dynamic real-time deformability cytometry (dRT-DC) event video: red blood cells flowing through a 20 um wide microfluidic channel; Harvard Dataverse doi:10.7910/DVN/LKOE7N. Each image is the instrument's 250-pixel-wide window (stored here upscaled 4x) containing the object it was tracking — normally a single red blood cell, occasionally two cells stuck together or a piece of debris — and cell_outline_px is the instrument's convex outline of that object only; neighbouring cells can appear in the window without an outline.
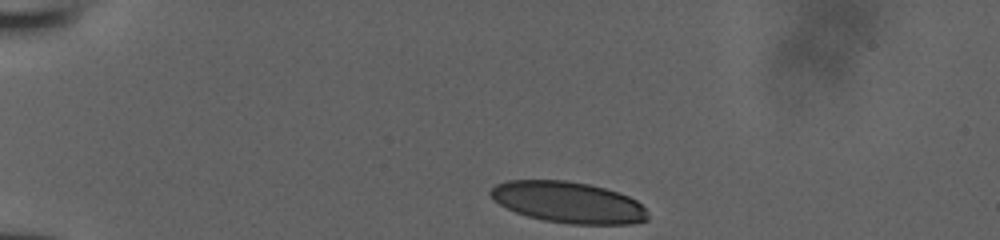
{"species": "human", "species_latin": "Homo sapiens", "temperature_condition": "room temperature", "stored_images_in_passage": 34, "camera_frame_rate_fps": 3000, "um_per_image_px": 0.085, "donor": {"sex": "male"}, "frame": {"image": 1, "passage_image": 1, "time_ms": 0.0, "image_size_px": [1000, 240], "cell_outline_px": [[648, 220], [628, 224], [568, 224], [544, 220], [528, 216], [516, 212], [500, 204], [488, 192], [496, 184], [508, 180], [568, 180], [588, 184], [604, 188], [628, 196], [636, 200], [644, 208], [648, 216]], "centroid_in_image_um": [48.3, 17.19], "position_along_channel_um": 36.7, "area_um2": 37.51}}
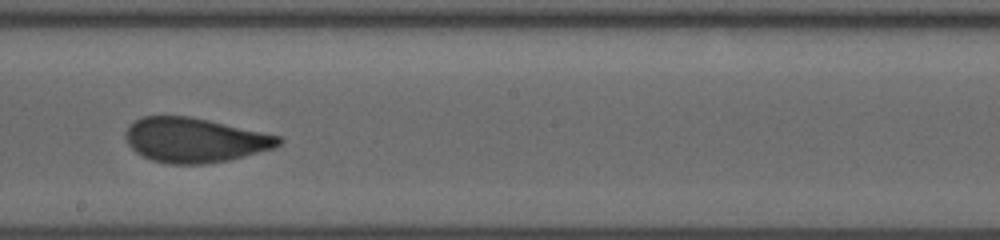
{"frame": {"image": 2, "passage_image": 20, "time_ms": 6.333, "image_size_px": [1000, 240], "cell_outline_px": [[284, 140], [276, 148], [228, 160], [204, 164], [168, 164], [152, 160], [136, 152], [128, 144], [124, 136], [124, 132], [128, 124], [144, 116], [188, 116], [208, 120], [280, 136]], "centroid_in_image_um": [16.53, 11.91], "position_along_channel_um": 231.7, "area_um2": 39.77}}
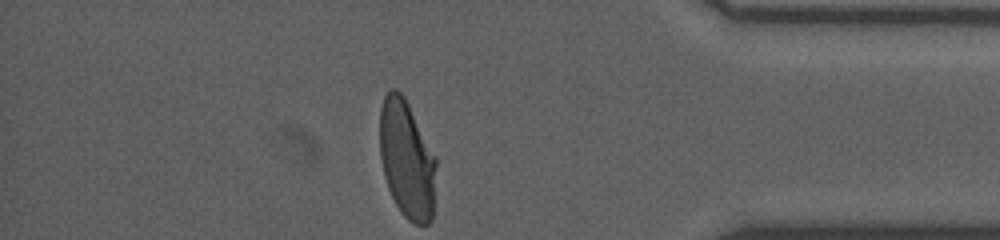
{"frame": {"image": 3, "passage_image": 34, "time_ms": 11.0, "image_size_px": [1000, 240], "cell_outline_px": [[436, 164], [432, 220], [428, 224], [416, 224], [408, 220], [400, 212], [388, 188], [384, 176], [380, 156], [380, 108], [384, 96], [392, 88], [396, 88], [404, 96], [436, 156]], "centroid_in_image_um": [34.58, 13.54], "position_along_channel_um": 400.6, "area_um2": 38.84}}